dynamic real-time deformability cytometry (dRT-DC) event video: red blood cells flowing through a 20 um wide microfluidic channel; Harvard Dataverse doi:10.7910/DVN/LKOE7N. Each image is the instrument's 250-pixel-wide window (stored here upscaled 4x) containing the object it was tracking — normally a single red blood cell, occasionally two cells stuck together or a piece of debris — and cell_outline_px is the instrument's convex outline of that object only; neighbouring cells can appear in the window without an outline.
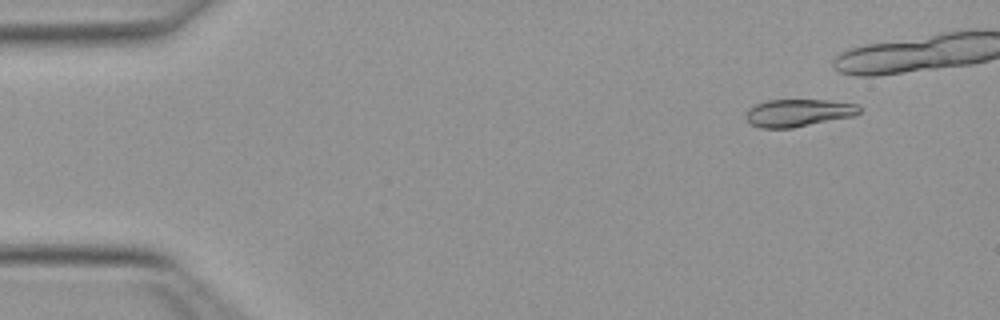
{"species": "Egyptian fruit bat (a non-hibernating species)", "species_latin": "Rousettus aegyptiacus", "temperature_condition": "warm", "stored_images_in_passage": 16, "camera_frame_rate_fps": 3000, "um_per_image_px": 0.085, "animal": {"sex": "female"}, "frame": {"image": 1, "passage_image": 5, "time_ms": 1.333, "image_size_px": [1000, 320], "cell_outline_px": [[860, 112], [856, 116], [792, 128], [760, 128], [752, 124], [744, 116], [748, 108], [756, 104], [768, 100], [828, 100], [856, 104], [860, 108]], "centroid_in_image_um": [67.86, 9.59], "position_along_channel_um": 17.1, "area_um2": 18.26}}